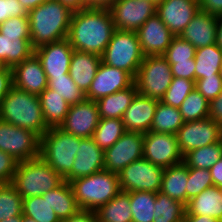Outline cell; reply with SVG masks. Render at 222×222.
Here are the masks:
<instances>
[{"label": "cell", "instance_id": "obj_16", "mask_svg": "<svg viewBox=\"0 0 222 222\" xmlns=\"http://www.w3.org/2000/svg\"><path fill=\"white\" fill-rule=\"evenodd\" d=\"M199 11L198 0H164L156 5V15L174 36H180Z\"/></svg>", "mask_w": 222, "mask_h": 222}, {"label": "cell", "instance_id": "obj_14", "mask_svg": "<svg viewBox=\"0 0 222 222\" xmlns=\"http://www.w3.org/2000/svg\"><path fill=\"white\" fill-rule=\"evenodd\" d=\"M109 10L116 29L136 32L156 14V5L150 0H116Z\"/></svg>", "mask_w": 222, "mask_h": 222}, {"label": "cell", "instance_id": "obj_31", "mask_svg": "<svg viewBox=\"0 0 222 222\" xmlns=\"http://www.w3.org/2000/svg\"><path fill=\"white\" fill-rule=\"evenodd\" d=\"M99 222H132L129 192L120 191L95 211Z\"/></svg>", "mask_w": 222, "mask_h": 222}, {"label": "cell", "instance_id": "obj_43", "mask_svg": "<svg viewBox=\"0 0 222 222\" xmlns=\"http://www.w3.org/2000/svg\"><path fill=\"white\" fill-rule=\"evenodd\" d=\"M213 186L210 170L200 168H188V182L186 186L188 200L196 197L205 189Z\"/></svg>", "mask_w": 222, "mask_h": 222}, {"label": "cell", "instance_id": "obj_10", "mask_svg": "<svg viewBox=\"0 0 222 222\" xmlns=\"http://www.w3.org/2000/svg\"><path fill=\"white\" fill-rule=\"evenodd\" d=\"M0 150L17 162L40 156V137L31 130L0 120Z\"/></svg>", "mask_w": 222, "mask_h": 222}, {"label": "cell", "instance_id": "obj_24", "mask_svg": "<svg viewBox=\"0 0 222 222\" xmlns=\"http://www.w3.org/2000/svg\"><path fill=\"white\" fill-rule=\"evenodd\" d=\"M101 63V56L74 50L69 75L76 85L86 94Z\"/></svg>", "mask_w": 222, "mask_h": 222}, {"label": "cell", "instance_id": "obj_1", "mask_svg": "<svg viewBox=\"0 0 222 222\" xmlns=\"http://www.w3.org/2000/svg\"><path fill=\"white\" fill-rule=\"evenodd\" d=\"M115 30L109 8L88 7L73 11L67 39L74 50L101 56Z\"/></svg>", "mask_w": 222, "mask_h": 222}, {"label": "cell", "instance_id": "obj_45", "mask_svg": "<svg viewBox=\"0 0 222 222\" xmlns=\"http://www.w3.org/2000/svg\"><path fill=\"white\" fill-rule=\"evenodd\" d=\"M2 35L18 36V39L30 38V24L28 17H11L0 24Z\"/></svg>", "mask_w": 222, "mask_h": 222}, {"label": "cell", "instance_id": "obj_62", "mask_svg": "<svg viewBox=\"0 0 222 222\" xmlns=\"http://www.w3.org/2000/svg\"><path fill=\"white\" fill-rule=\"evenodd\" d=\"M151 2H153L155 5L163 2L164 0H150Z\"/></svg>", "mask_w": 222, "mask_h": 222}, {"label": "cell", "instance_id": "obj_22", "mask_svg": "<svg viewBox=\"0 0 222 222\" xmlns=\"http://www.w3.org/2000/svg\"><path fill=\"white\" fill-rule=\"evenodd\" d=\"M158 101L137 93L122 118L125 130L141 133L149 132Z\"/></svg>", "mask_w": 222, "mask_h": 222}, {"label": "cell", "instance_id": "obj_2", "mask_svg": "<svg viewBox=\"0 0 222 222\" xmlns=\"http://www.w3.org/2000/svg\"><path fill=\"white\" fill-rule=\"evenodd\" d=\"M73 11L58 0H48L28 12L34 49L68 37Z\"/></svg>", "mask_w": 222, "mask_h": 222}, {"label": "cell", "instance_id": "obj_46", "mask_svg": "<svg viewBox=\"0 0 222 222\" xmlns=\"http://www.w3.org/2000/svg\"><path fill=\"white\" fill-rule=\"evenodd\" d=\"M195 89L209 102L222 92V79L220 76H209L195 81Z\"/></svg>", "mask_w": 222, "mask_h": 222}, {"label": "cell", "instance_id": "obj_40", "mask_svg": "<svg viewBox=\"0 0 222 222\" xmlns=\"http://www.w3.org/2000/svg\"><path fill=\"white\" fill-rule=\"evenodd\" d=\"M47 79V88L58 93L69 105H75L86 99V94L76 85L69 74L47 77Z\"/></svg>", "mask_w": 222, "mask_h": 222}, {"label": "cell", "instance_id": "obj_36", "mask_svg": "<svg viewBox=\"0 0 222 222\" xmlns=\"http://www.w3.org/2000/svg\"><path fill=\"white\" fill-rule=\"evenodd\" d=\"M186 212L185 204L162 192H156L153 222H180Z\"/></svg>", "mask_w": 222, "mask_h": 222}, {"label": "cell", "instance_id": "obj_4", "mask_svg": "<svg viewBox=\"0 0 222 222\" xmlns=\"http://www.w3.org/2000/svg\"><path fill=\"white\" fill-rule=\"evenodd\" d=\"M80 209L96 211L114 198L120 191L119 176L102 170L70 182Z\"/></svg>", "mask_w": 222, "mask_h": 222}, {"label": "cell", "instance_id": "obj_25", "mask_svg": "<svg viewBox=\"0 0 222 222\" xmlns=\"http://www.w3.org/2000/svg\"><path fill=\"white\" fill-rule=\"evenodd\" d=\"M185 214L214 217L222 222V189L211 186L188 200Z\"/></svg>", "mask_w": 222, "mask_h": 222}, {"label": "cell", "instance_id": "obj_21", "mask_svg": "<svg viewBox=\"0 0 222 222\" xmlns=\"http://www.w3.org/2000/svg\"><path fill=\"white\" fill-rule=\"evenodd\" d=\"M13 86L40 95L48 86L47 75L35 54L12 68Z\"/></svg>", "mask_w": 222, "mask_h": 222}, {"label": "cell", "instance_id": "obj_63", "mask_svg": "<svg viewBox=\"0 0 222 222\" xmlns=\"http://www.w3.org/2000/svg\"><path fill=\"white\" fill-rule=\"evenodd\" d=\"M218 74L220 75V78L222 79V64H221V66L219 68V73Z\"/></svg>", "mask_w": 222, "mask_h": 222}, {"label": "cell", "instance_id": "obj_17", "mask_svg": "<svg viewBox=\"0 0 222 222\" xmlns=\"http://www.w3.org/2000/svg\"><path fill=\"white\" fill-rule=\"evenodd\" d=\"M134 83V78L126 71L100 63L96 75L86 93V99H98L124 90Z\"/></svg>", "mask_w": 222, "mask_h": 222}, {"label": "cell", "instance_id": "obj_48", "mask_svg": "<svg viewBox=\"0 0 222 222\" xmlns=\"http://www.w3.org/2000/svg\"><path fill=\"white\" fill-rule=\"evenodd\" d=\"M17 163L11 155L0 150V184L12 183Z\"/></svg>", "mask_w": 222, "mask_h": 222}, {"label": "cell", "instance_id": "obj_47", "mask_svg": "<svg viewBox=\"0 0 222 222\" xmlns=\"http://www.w3.org/2000/svg\"><path fill=\"white\" fill-rule=\"evenodd\" d=\"M11 17H28V11L18 0H0V24Z\"/></svg>", "mask_w": 222, "mask_h": 222}, {"label": "cell", "instance_id": "obj_49", "mask_svg": "<svg viewBox=\"0 0 222 222\" xmlns=\"http://www.w3.org/2000/svg\"><path fill=\"white\" fill-rule=\"evenodd\" d=\"M170 65L173 77L195 81V59H190V61H177V63Z\"/></svg>", "mask_w": 222, "mask_h": 222}, {"label": "cell", "instance_id": "obj_53", "mask_svg": "<svg viewBox=\"0 0 222 222\" xmlns=\"http://www.w3.org/2000/svg\"><path fill=\"white\" fill-rule=\"evenodd\" d=\"M201 11L218 16L222 14V0H198Z\"/></svg>", "mask_w": 222, "mask_h": 222}, {"label": "cell", "instance_id": "obj_27", "mask_svg": "<svg viewBox=\"0 0 222 222\" xmlns=\"http://www.w3.org/2000/svg\"><path fill=\"white\" fill-rule=\"evenodd\" d=\"M188 167L184 162L165 168L160 192L187 204Z\"/></svg>", "mask_w": 222, "mask_h": 222}, {"label": "cell", "instance_id": "obj_32", "mask_svg": "<svg viewBox=\"0 0 222 222\" xmlns=\"http://www.w3.org/2000/svg\"><path fill=\"white\" fill-rule=\"evenodd\" d=\"M194 59L195 81L209 76H220L218 73L222 64V50L216 44L196 49Z\"/></svg>", "mask_w": 222, "mask_h": 222}, {"label": "cell", "instance_id": "obj_18", "mask_svg": "<svg viewBox=\"0 0 222 222\" xmlns=\"http://www.w3.org/2000/svg\"><path fill=\"white\" fill-rule=\"evenodd\" d=\"M74 49L66 38L34 49L47 77H59L69 74Z\"/></svg>", "mask_w": 222, "mask_h": 222}, {"label": "cell", "instance_id": "obj_54", "mask_svg": "<svg viewBox=\"0 0 222 222\" xmlns=\"http://www.w3.org/2000/svg\"><path fill=\"white\" fill-rule=\"evenodd\" d=\"M213 185L222 189V158L210 169Z\"/></svg>", "mask_w": 222, "mask_h": 222}, {"label": "cell", "instance_id": "obj_39", "mask_svg": "<svg viewBox=\"0 0 222 222\" xmlns=\"http://www.w3.org/2000/svg\"><path fill=\"white\" fill-rule=\"evenodd\" d=\"M209 101L196 89L192 90L179 107L184 122L209 118Z\"/></svg>", "mask_w": 222, "mask_h": 222}, {"label": "cell", "instance_id": "obj_23", "mask_svg": "<svg viewBox=\"0 0 222 222\" xmlns=\"http://www.w3.org/2000/svg\"><path fill=\"white\" fill-rule=\"evenodd\" d=\"M216 30L217 17L200 10L180 34V37L198 49L216 43Z\"/></svg>", "mask_w": 222, "mask_h": 222}, {"label": "cell", "instance_id": "obj_34", "mask_svg": "<svg viewBox=\"0 0 222 222\" xmlns=\"http://www.w3.org/2000/svg\"><path fill=\"white\" fill-rule=\"evenodd\" d=\"M125 132L122 119L100 118L92 138L98 147L106 150L114 145Z\"/></svg>", "mask_w": 222, "mask_h": 222}, {"label": "cell", "instance_id": "obj_42", "mask_svg": "<svg viewBox=\"0 0 222 222\" xmlns=\"http://www.w3.org/2000/svg\"><path fill=\"white\" fill-rule=\"evenodd\" d=\"M195 89V81L173 77L165 95L160 100L166 105L179 108L188 94Z\"/></svg>", "mask_w": 222, "mask_h": 222}, {"label": "cell", "instance_id": "obj_51", "mask_svg": "<svg viewBox=\"0 0 222 222\" xmlns=\"http://www.w3.org/2000/svg\"><path fill=\"white\" fill-rule=\"evenodd\" d=\"M61 222H99L95 211L79 209L75 214Z\"/></svg>", "mask_w": 222, "mask_h": 222}, {"label": "cell", "instance_id": "obj_7", "mask_svg": "<svg viewBox=\"0 0 222 222\" xmlns=\"http://www.w3.org/2000/svg\"><path fill=\"white\" fill-rule=\"evenodd\" d=\"M144 55L136 32L116 29L101 55V62L136 77Z\"/></svg>", "mask_w": 222, "mask_h": 222}, {"label": "cell", "instance_id": "obj_38", "mask_svg": "<svg viewBox=\"0 0 222 222\" xmlns=\"http://www.w3.org/2000/svg\"><path fill=\"white\" fill-rule=\"evenodd\" d=\"M23 215L37 222H61L48 203V195L23 198Z\"/></svg>", "mask_w": 222, "mask_h": 222}, {"label": "cell", "instance_id": "obj_5", "mask_svg": "<svg viewBox=\"0 0 222 222\" xmlns=\"http://www.w3.org/2000/svg\"><path fill=\"white\" fill-rule=\"evenodd\" d=\"M64 179L40 156L17 163L12 184L22 198L41 196L58 187Z\"/></svg>", "mask_w": 222, "mask_h": 222}, {"label": "cell", "instance_id": "obj_35", "mask_svg": "<svg viewBox=\"0 0 222 222\" xmlns=\"http://www.w3.org/2000/svg\"><path fill=\"white\" fill-rule=\"evenodd\" d=\"M222 158V141L189 151L183 156L188 168L210 169Z\"/></svg>", "mask_w": 222, "mask_h": 222}, {"label": "cell", "instance_id": "obj_8", "mask_svg": "<svg viewBox=\"0 0 222 222\" xmlns=\"http://www.w3.org/2000/svg\"><path fill=\"white\" fill-rule=\"evenodd\" d=\"M172 79L171 65L163 55L144 56L134 83L139 94L160 101Z\"/></svg>", "mask_w": 222, "mask_h": 222}, {"label": "cell", "instance_id": "obj_61", "mask_svg": "<svg viewBox=\"0 0 222 222\" xmlns=\"http://www.w3.org/2000/svg\"><path fill=\"white\" fill-rule=\"evenodd\" d=\"M23 222H37V221H35L34 219H31V218L23 215Z\"/></svg>", "mask_w": 222, "mask_h": 222}, {"label": "cell", "instance_id": "obj_15", "mask_svg": "<svg viewBox=\"0 0 222 222\" xmlns=\"http://www.w3.org/2000/svg\"><path fill=\"white\" fill-rule=\"evenodd\" d=\"M100 121L96 101L85 99L70 105L69 111L59 128L79 138H91Z\"/></svg>", "mask_w": 222, "mask_h": 222}, {"label": "cell", "instance_id": "obj_13", "mask_svg": "<svg viewBox=\"0 0 222 222\" xmlns=\"http://www.w3.org/2000/svg\"><path fill=\"white\" fill-rule=\"evenodd\" d=\"M143 157L163 168L183 162L176 135L153 131L144 133Z\"/></svg>", "mask_w": 222, "mask_h": 222}, {"label": "cell", "instance_id": "obj_56", "mask_svg": "<svg viewBox=\"0 0 222 222\" xmlns=\"http://www.w3.org/2000/svg\"><path fill=\"white\" fill-rule=\"evenodd\" d=\"M68 6L72 11H78L86 8V0H58Z\"/></svg>", "mask_w": 222, "mask_h": 222}, {"label": "cell", "instance_id": "obj_55", "mask_svg": "<svg viewBox=\"0 0 222 222\" xmlns=\"http://www.w3.org/2000/svg\"><path fill=\"white\" fill-rule=\"evenodd\" d=\"M183 220L185 222H221L219 219L214 217L190 215V214H185Z\"/></svg>", "mask_w": 222, "mask_h": 222}, {"label": "cell", "instance_id": "obj_58", "mask_svg": "<svg viewBox=\"0 0 222 222\" xmlns=\"http://www.w3.org/2000/svg\"><path fill=\"white\" fill-rule=\"evenodd\" d=\"M18 1L29 12L32 9L36 8L37 6L44 4L48 0H18Z\"/></svg>", "mask_w": 222, "mask_h": 222}, {"label": "cell", "instance_id": "obj_50", "mask_svg": "<svg viewBox=\"0 0 222 222\" xmlns=\"http://www.w3.org/2000/svg\"><path fill=\"white\" fill-rule=\"evenodd\" d=\"M13 87V71L12 68L0 67V106L2 100Z\"/></svg>", "mask_w": 222, "mask_h": 222}, {"label": "cell", "instance_id": "obj_52", "mask_svg": "<svg viewBox=\"0 0 222 222\" xmlns=\"http://www.w3.org/2000/svg\"><path fill=\"white\" fill-rule=\"evenodd\" d=\"M209 118L222 125V92L209 103Z\"/></svg>", "mask_w": 222, "mask_h": 222}, {"label": "cell", "instance_id": "obj_20", "mask_svg": "<svg viewBox=\"0 0 222 222\" xmlns=\"http://www.w3.org/2000/svg\"><path fill=\"white\" fill-rule=\"evenodd\" d=\"M104 170V150L98 147L93 138H80L72 171L64 178L71 182Z\"/></svg>", "mask_w": 222, "mask_h": 222}, {"label": "cell", "instance_id": "obj_11", "mask_svg": "<svg viewBox=\"0 0 222 222\" xmlns=\"http://www.w3.org/2000/svg\"><path fill=\"white\" fill-rule=\"evenodd\" d=\"M176 137L179 150L184 156L191 150L221 141V125L211 118L184 122Z\"/></svg>", "mask_w": 222, "mask_h": 222}, {"label": "cell", "instance_id": "obj_6", "mask_svg": "<svg viewBox=\"0 0 222 222\" xmlns=\"http://www.w3.org/2000/svg\"><path fill=\"white\" fill-rule=\"evenodd\" d=\"M79 145V137L50 127L40 137V157L64 179L72 171Z\"/></svg>", "mask_w": 222, "mask_h": 222}, {"label": "cell", "instance_id": "obj_30", "mask_svg": "<svg viewBox=\"0 0 222 222\" xmlns=\"http://www.w3.org/2000/svg\"><path fill=\"white\" fill-rule=\"evenodd\" d=\"M42 114L46 125L59 127L64 121L70 105L55 91L46 88L40 95Z\"/></svg>", "mask_w": 222, "mask_h": 222}, {"label": "cell", "instance_id": "obj_12", "mask_svg": "<svg viewBox=\"0 0 222 222\" xmlns=\"http://www.w3.org/2000/svg\"><path fill=\"white\" fill-rule=\"evenodd\" d=\"M144 133L126 131L110 148L104 150V170L120 171L143 157Z\"/></svg>", "mask_w": 222, "mask_h": 222}, {"label": "cell", "instance_id": "obj_3", "mask_svg": "<svg viewBox=\"0 0 222 222\" xmlns=\"http://www.w3.org/2000/svg\"><path fill=\"white\" fill-rule=\"evenodd\" d=\"M0 120L31 130L39 137L49 129L43 118L39 95L14 86L2 100Z\"/></svg>", "mask_w": 222, "mask_h": 222}, {"label": "cell", "instance_id": "obj_26", "mask_svg": "<svg viewBox=\"0 0 222 222\" xmlns=\"http://www.w3.org/2000/svg\"><path fill=\"white\" fill-rule=\"evenodd\" d=\"M34 54L31 39H18V36L0 33V63L13 68Z\"/></svg>", "mask_w": 222, "mask_h": 222}, {"label": "cell", "instance_id": "obj_44", "mask_svg": "<svg viewBox=\"0 0 222 222\" xmlns=\"http://www.w3.org/2000/svg\"><path fill=\"white\" fill-rule=\"evenodd\" d=\"M195 52L196 48L190 42L183 40L180 36H175L163 56L169 64H175L177 61L194 59Z\"/></svg>", "mask_w": 222, "mask_h": 222}, {"label": "cell", "instance_id": "obj_41", "mask_svg": "<svg viewBox=\"0 0 222 222\" xmlns=\"http://www.w3.org/2000/svg\"><path fill=\"white\" fill-rule=\"evenodd\" d=\"M23 214V198L12 183L0 184V221Z\"/></svg>", "mask_w": 222, "mask_h": 222}, {"label": "cell", "instance_id": "obj_28", "mask_svg": "<svg viewBox=\"0 0 222 222\" xmlns=\"http://www.w3.org/2000/svg\"><path fill=\"white\" fill-rule=\"evenodd\" d=\"M138 93L135 83L116 93L102 97L96 101L100 118L122 119L126 109Z\"/></svg>", "mask_w": 222, "mask_h": 222}, {"label": "cell", "instance_id": "obj_19", "mask_svg": "<svg viewBox=\"0 0 222 222\" xmlns=\"http://www.w3.org/2000/svg\"><path fill=\"white\" fill-rule=\"evenodd\" d=\"M136 33L144 56L163 55L175 37L156 14L150 17Z\"/></svg>", "mask_w": 222, "mask_h": 222}, {"label": "cell", "instance_id": "obj_60", "mask_svg": "<svg viewBox=\"0 0 222 222\" xmlns=\"http://www.w3.org/2000/svg\"><path fill=\"white\" fill-rule=\"evenodd\" d=\"M0 222H23V214L22 215H19V216H14V217H11L10 219H5L3 221H0Z\"/></svg>", "mask_w": 222, "mask_h": 222}, {"label": "cell", "instance_id": "obj_33", "mask_svg": "<svg viewBox=\"0 0 222 222\" xmlns=\"http://www.w3.org/2000/svg\"><path fill=\"white\" fill-rule=\"evenodd\" d=\"M183 123L179 108L158 101L150 131L176 135Z\"/></svg>", "mask_w": 222, "mask_h": 222}, {"label": "cell", "instance_id": "obj_57", "mask_svg": "<svg viewBox=\"0 0 222 222\" xmlns=\"http://www.w3.org/2000/svg\"><path fill=\"white\" fill-rule=\"evenodd\" d=\"M116 0H86V8H109Z\"/></svg>", "mask_w": 222, "mask_h": 222}, {"label": "cell", "instance_id": "obj_29", "mask_svg": "<svg viewBox=\"0 0 222 222\" xmlns=\"http://www.w3.org/2000/svg\"><path fill=\"white\" fill-rule=\"evenodd\" d=\"M42 195H48V203L61 221L69 218L80 209L70 183L65 180L58 187Z\"/></svg>", "mask_w": 222, "mask_h": 222}, {"label": "cell", "instance_id": "obj_37", "mask_svg": "<svg viewBox=\"0 0 222 222\" xmlns=\"http://www.w3.org/2000/svg\"><path fill=\"white\" fill-rule=\"evenodd\" d=\"M132 222H153L156 193L148 191L129 192Z\"/></svg>", "mask_w": 222, "mask_h": 222}, {"label": "cell", "instance_id": "obj_64", "mask_svg": "<svg viewBox=\"0 0 222 222\" xmlns=\"http://www.w3.org/2000/svg\"><path fill=\"white\" fill-rule=\"evenodd\" d=\"M221 141H222V125H221Z\"/></svg>", "mask_w": 222, "mask_h": 222}, {"label": "cell", "instance_id": "obj_9", "mask_svg": "<svg viewBox=\"0 0 222 222\" xmlns=\"http://www.w3.org/2000/svg\"><path fill=\"white\" fill-rule=\"evenodd\" d=\"M164 170L144 157L135 160L118 174L120 189L123 192H159Z\"/></svg>", "mask_w": 222, "mask_h": 222}, {"label": "cell", "instance_id": "obj_59", "mask_svg": "<svg viewBox=\"0 0 222 222\" xmlns=\"http://www.w3.org/2000/svg\"><path fill=\"white\" fill-rule=\"evenodd\" d=\"M217 17L216 45L222 50V14Z\"/></svg>", "mask_w": 222, "mask_h": 222}]
</instances>
